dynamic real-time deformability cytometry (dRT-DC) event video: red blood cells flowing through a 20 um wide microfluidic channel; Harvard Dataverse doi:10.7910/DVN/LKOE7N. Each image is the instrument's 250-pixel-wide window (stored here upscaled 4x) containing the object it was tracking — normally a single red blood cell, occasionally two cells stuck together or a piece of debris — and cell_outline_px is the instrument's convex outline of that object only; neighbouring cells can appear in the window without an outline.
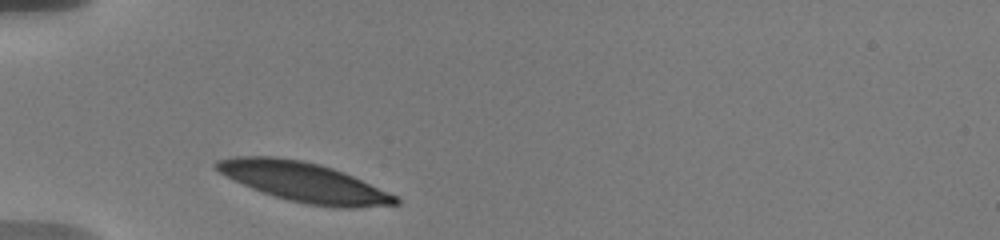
{"species": "human", "species_latin": "Homo sapiens", "temperature_condition": "warm", "stored_images_in_passage": 30, "camera_frame_rate_fps": 3000, "um_per_image_px": 0.085, "donor": {"sex": "male"}, "frame": {"image": 1, "passage_image": 1, "time_ms": 0.0, "image_size_px": [1000, 240], "cell_outline_px": [[400, 204], [356, 208], [332, 208], [308, 204], [288, 200], [252, 188], [220, 172], [212, 164], [216, 160], [232, 156], [276, 156], [304, 160], [320, 164], [344, 172], [388, 192], [396, 196], [400, 200]], "centroid_in_image_um": [25.85, 15.47], "position_along_channel_um": 59.1, "area_um2": 41.1}}
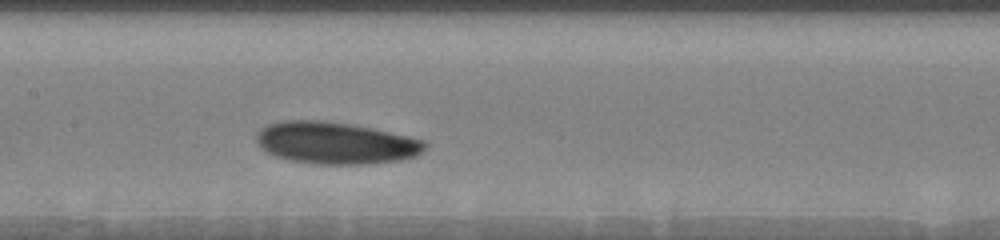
{"frame": {"image": 2, "passage_image": 10, "time_ms": 3.667, "image_size_px": [1000, 240], "cell_outline_px": [[428, 144], [416, 156], [400, 160], [368, 164], [320, 164], [288, 160], [276, 156], [260, 148], [256, 140], [256, 132], [260, 128], [268, 124], [284, 120], [320, 120], [352, 124], [372, 128], [408, 136], [424, 140]], "centroid_in_image_um": [28.5, 12.15], "position_along_channel_um": 178.9, "area_um2": 41.33}}
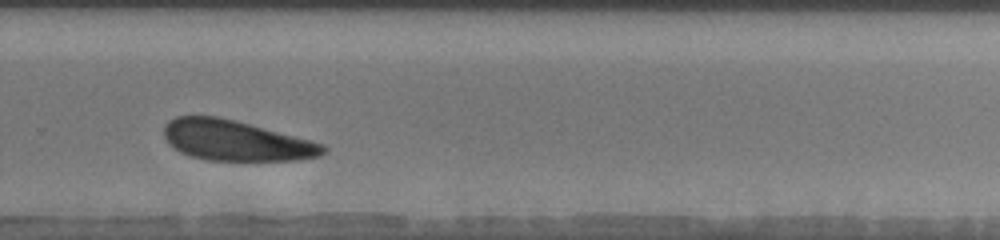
{"frame": {"image": 3, "passage_image": 25, "time_ms": 7.333, "image_size_px": [1000, 240], "cell_outline_px": [[328, 152], [320, 156], [296, 160], [204, 160], [180, 152], [168, 144], [164, 136], [164, 124], [168, 120], [176, 116], [216, 116], [236, 120], [324, 144], [328, 148]], "centroid_in_image_um": [20.03, 11.94], "position_along_channel_um": 309.8, "area_um2": 37.51}}